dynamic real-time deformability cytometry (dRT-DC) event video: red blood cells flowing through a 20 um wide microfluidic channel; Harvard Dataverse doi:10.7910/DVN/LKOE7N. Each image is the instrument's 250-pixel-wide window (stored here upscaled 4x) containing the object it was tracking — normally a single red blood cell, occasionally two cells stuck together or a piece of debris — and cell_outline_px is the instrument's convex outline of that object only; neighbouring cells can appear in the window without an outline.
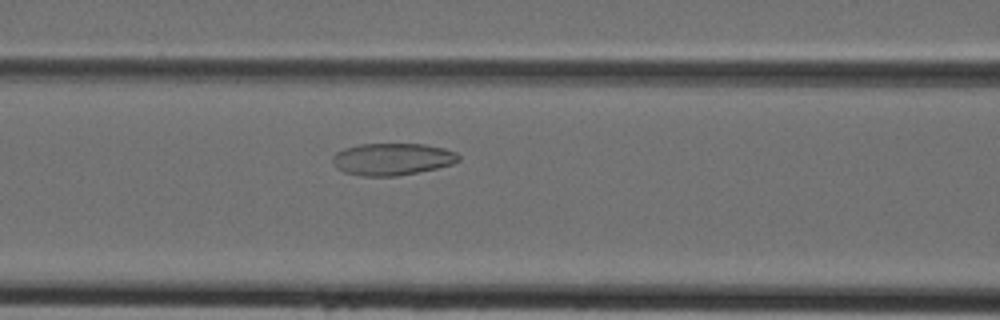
{"species": "Egyptian fruit bat (a non-hibernating species)", "species_latin": "Rousettus aegyptiacus", "temperature_condition": "cold", "stored_images_in_passage": 45, "camera_frame_rate_fps": 3000, "um_per_image_px": 0.085, "animal": {"sex": "female"}, "frame": {"image": 1, "passage_image": 19, "time_ms": 6.0, "image_size_px": [1000, 320], "cell_outline_px": [[460, 160], [452, 164], [436, 168], [396, 176], [364, 176], [344, 172], [336, 168], [332, 160], [332, 156], [336, 152], [344, 148], [360, 144], [424, 144], [444, 148], [456, 152], [460, 156]], "centroid_in_image_um": [33.33, 13.52], "position_along_channel_um": 133.3, "area_um2": 23.52}}
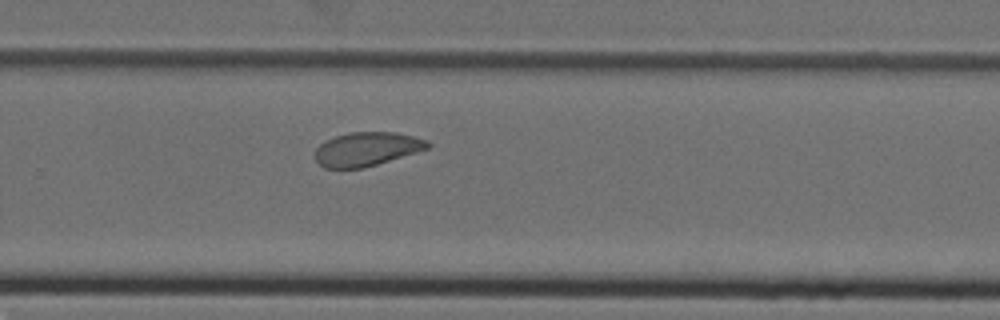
{"frame": {"image": 2, "passage_image": 30, "time_ms": 9.667, "image_size_px": [1000, 320], "cell_outline_px": [[432, 144], [428, 148], [416, 152], [364, 168], [324, 168], [316, 160], [316, 148], [320, 144], [336, 136], [348, 132], [396, 132], [428, 140]], "centroid_in_image_um": [31.19, 12.66], "position_along_channel_um": 298.6, "area_um2": 22.02}}
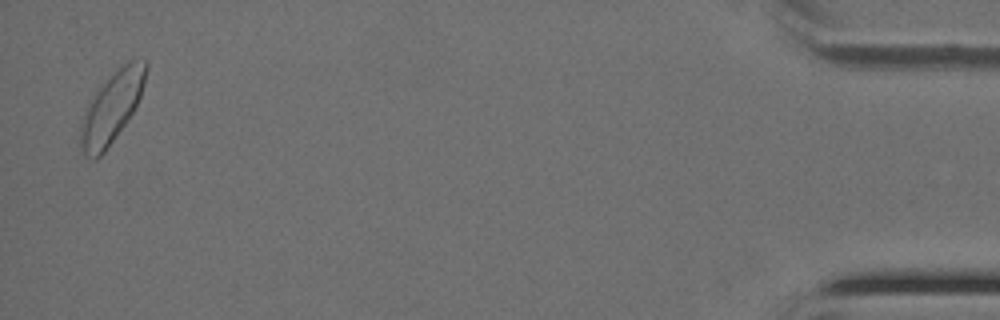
{"frame": {"image": 3, "passage_image": 44, "time_ms": 14.333, "image_size_px": [1000, 320], "cell_outline_px": [[148, 64], [144, 84], [140, 96], [132, 112], [124, 124], [104, 152], [96, 160], [84, 156], [80, 148], [80, 124], [88, 100], [96, 88], [108, 76], [128, 60], [148, 60]], "centroid_in_image_um": [9.45, 9.11], "position_along_channel_um": 425.8, "area_um2": 27.11}}